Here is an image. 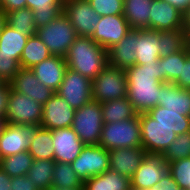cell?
Here are the masks:
<instances>
[{
	"instance_id": "obj_1",
	"label": "cell",
	"mask_w": 190,
	"mask_h": 190,
	"mask_svg": "<svg viewBox=\"0 0 190 190\" xmlns=\"http://www.w3.org/2000/svg\"><path fill=\"white\" fill-rule=\"evenodd\" d=\"M162 68L158 61L135 64L125 70L127 81V98L135 111L139 113L158 106L161 96Z\"/></svg>"
},
{
	"instance_id": "obj_2",
	"label": "cell",
	"mask_w": 190,
	"mask_h": 190,
	"mask_svg": "<svg viewBox=\"0 0 190 190\" xmlns=\"http://www.w3.org/2000/svg\"><path fill=\"white\" fill-rule=\"evenodd\" d=\"M64 59L68 68L92 81L108 65V51L91 37L78 36Z\"/></svg>"
},
{
	"instance_id": "obj_3",
	"label": "cell",
	"mask_w": 190,
	"mask_h": 190,
	"mask_svg": "<svg viewBox=\"0 0 190 190\" xmlns=\"http://www.w3.org/2000/svg\"><path fill=\"white\" fill-rule=\"evenodd\" d=\"M98 145L108 151L142 146L139 114L132 119L104 123Z\"/></svg>"
},
{
	"instance_id": "obj_4",
	"label": "cell",
	"mask_w": 190,
	"mask_h": 190,
	"mask_svg": "<svg viewBox=\"0 0 190 190\" xmlns=\"http://www.w3.org/2000/svg\"><path fill=\"white\" fill-rule=\"evenodd\" d=\"M36 35L47 46L52 55L63 57L78 37L76 30L63 12L48 25L38 28Z\"/></svg>"
},
{
	"instance_id": "obj_5",
	"label": "cell",
	"mask_w": 190,
	"mask_h": 190,
	"mask_svg": "<svg viewBox=\"0 0 190 190\" xmlns=\"http://www.w3.org/2000/svg\"><path fill=\"white\" fill-rule=\"evenodd\" d=\"M103 125L101 103L92 100L75 111L71 127L85 145H98Z\"/></svg>"
},
{
	"instance_id": "obj_6",
	"label": "cell",
	"mask_w": 190,
	"mask_h": 190,
	"mask_svg": "<svg viewBox=\"0 0 190 190\" xmlns=\"http://www.w3.org/2000/svg\"><path fill=\"white\" fill-rule=\"evenodd\" d=\"M93 101L104 103L127 96L125 70L107 65L92 80Z\"/></svg>"
},
{
	"instance_id": "obj_7",
	"label": "cell",
	"mask_w": 190,
	"mask_h": 190,
	"mask_svg": "<svg viewBox=\"0 0 190 190\" xmlns=\"http://www.w3.org/2000/svg\"><path fill=\"white\" fill-rule=\"evenodd\" d=\"M43 105L29 96L14 91L10 86L5 120L14 125L40 126Z\"/></svg>"
},
{
	"instance_id": "obj_8",
	"label": "cell",
	"mask_w": 190,
	"mask_h": 190,
	"mask_svg": "<svg viewBox=\"0 0 190 190\" xmlns=\"http://www.w3.org/2000/svg\"><path fill=\"white\" fill-rule=\"evenodd\" d=\"M56 93L77 110L93 100L92 81L67 67Z\"/></svg>"
},
{
	"instance_id": "obj_9",
	"label": "cell",
	"mask_w": 190,
	"mask_h": 190,
	"mask_svg": "<svg viewBox=\"0 0 190 190\" xmlns=\"http://www.w3.org/2000/svg\"><path fill=\"white\" fill-rule=\"evenodd\" d=\"M142 148L147 153L163 154L177 134L169 127L161 126L146 112L139 113Z\"/></svg>"
},
{
	"instance_id": "obj_10",
	"label": "cell",
	"mask_w": 190,
	"mask_h": 190,
	"mask_svg": "<svg viewBox=\"0 0 190 190\" xmlns=\"http://www.w3.org/2000/svg\"><path fill=\"white\" fill-rule=\"evenodd\" d=\"M70 164L84 183L110 169L109 152L100 145H85L79 156Z\"/></svg>"
},
{
	"instance_id": "obj_11",
	"label": "cell",
	"mask_w": 190,
	"mask_h": 190,
	"mask_svg": "<svg viewBox=\"0 0 190 190\" xmlns=\"http://www.w3.org/2000/svg\"><path fill=\"white\" fill-rule=\"evenodd\" d=\"M78 36L92 37L99 23V14L88 0H64L63 11Z\"/></svg>"
},
{
	"instance_id": "obj_12",
	"label": "cell",
	"mask_w": 190,
	"mask_h": 190,
	"mask_svg": "<svg viewBox=\"0 0 190 190\" xmlns=\"http://www.w3.org/2000/svg\"><path fill=\"white\" fill-rule=\"evenodd\" d=\"M168 173V163L163 154L145 153L140 166L130 179L131 188L150 189L157 186L161 178Z\"/></svg>"
},
{
	"instance_id": "obj_13",
	"label": "cell",
	"mask_w": 190,
	"mask_h": 190,
	"mask_svg": "<svg viewBox=\"0 0 190 190\" xmlns=\"http://www.w3.org/2000/svg\"><path fill=\"white\" fill-rule=\"evenodd\" d=\"M40 126L7 123L0 135V159L28 151L34 134Z\"/></svg>"
},
{
	"instance_id": "obj_14",
	"label": "cell",
	"mask_w": 190,
	"mask_h": 190,
	"mask_svg": "<svg viewBox=\"0 0 190 190\" xmlns=\"http://www.w3.org/2000/svg\"><path fill=\"white\" fill-rule=\"evenodd\" d=\"M130 30V25L123 15L100 16L91 38L108 50L124 38Z\"/></svg>"
},
{
	"instance_id": "obj_15",
	"label": "cell",
	"mask_w": 190,
	"mask_h": 190,
	"mask_svg": "<svg viewBox=\"0 0 190 190\" xmlns=\"http://www.w3.org/2000/svg\"><path fill=\"white\" fill-rule=\"evenodd\" d=\"M75 111V109L55 92L43 105L40 127L48 130L71 127Z\"/></svg>"
},
{
	"instance_id": "obj_16",
	"label": "cell",
	"mask_w": 190,
	"mask_h": 190,
	"mask_svg": "<svg viewBox=\"0 0 190 190\" xmlns=\"http://www.w3.org/2000/svg\"><path fill=\"white\" fill-rule=\"evenodd\" d=\"M52 141L54 161L64 163L73 162L85 146L72 127L52 130Z\"/></svg>"
},
{
	"instance_id": "obj_17",
	"label": "cell",
	"mask_w": 190,
	"mask_h": 190,
	"mask_svg": "<svg viewBox=\"0 0 190 190\" xmlns=\"http://www.w3.org/2000/svg\"><path fill=\"white\" fill-rule=\"evenodd\" d=\"M11 88L44 105L55 93L35 76L31 69L21 68L10 82Z\"/></svg>"
},
{
	"instance_id": "obj_18",
	"label": "cell",
	"mask_w": 190,
	"mask_h": 190,
	"mask_svg": "<svg viewBox=\"0 0 190 190\" xmlns=\"http://www.w3.org/2000/svg\"><path fill=\"white\" fill-rule=\"evenodd\" d=\"M176 29H183V13L164 0H153L149 30L168 31Z\"/></svg>"
},
{
	"instance_id": "obj_19",
	"label": "cell",
	"mask_w": 190,
	"mask_h": 190,
	"mask_svg": "<svg viewBox=\"0 0 190 190\" xmlns=\"http://www.w3.org/2000/svg\"><path fill=\"white\" fill-rule=\"evenodd\" d=\"M110 169L125 176L132 178L145 156L142 146L135 148H116L109 150Z\"/></svg>"
},
{
	"instance_id": "obj_20",
	"label": "cell",
	"mask_w": 190,
	"mask_h": 190,
	"mask_svg": "<svg viewBox=\"0 0 190 190\" xmlns=\"http://www.w3.org/2000/svg\"><path fill=\"white\" fill-rule=\"evenodd\" d=\"M67 63L63 56L51 55L31 68V71L45 86L57 91L63 81Z\"/></svg>"
},
{
	"instance_id": "obj_21",
	"label": "cell",
	"mask_w": 190,
	"mask_h": 190,
	"mask_svg": "<svg viewBox=\"0 0 190 190\" xmlns=\"http://www.w3.org/2000/svg\"><path fill=\"white\" fill-rule=\"evenodd\" d=\"M136 29H131L117 44L109 48L108 64L126 70L136 64Z\"/></svg>"
},
{
	"instance_id": "obj_22",
	"label": "cell",
	"mask_w": 190,
	"mask_h": 190,
	"mask_svg": "<svg viewBox=\"0 0 190 190\" xmlns=\"http://www.w3.org/2000/svg\"><path fill=\"white\" fill-rule=\"evenodd\" d=\"M158 106L190 116V89L180 88L174 83H165L161 87Z\"/></svg>"
},
{
	"instance_id": "obj_23",
	"label": "cell",
	"mask_w": 190,
	"mask_h": 190,
	"mask_svg": "<svg viewBox=\"0 0 190 190\" xmlns=\"http://www.w3.org/2000/svg\"><path fill=\"white\" fill-rule=\"evenodd\" d=\"M136 64L153 63L160 58L158 31L136 29Z\"/></svg>"
},
{
	"instance_id": "obj_24",
	"label": "cell",
	"mask_w": 190,
	"mask_h": 190,
	"mask_svg": "<svg viewBox=\"0 0 190 190\" xmlns=\"http://www.w3.org/2000/svg\"><path fill=\"white\" fill-rule=\"evenodd\" d=\"M153 0H124L123 16L131 29H149L151 3Z\"/></svg>"
},
{
	"instance_id": "obj_25",
	"label": "cell",
	"mask_w": 190,
	"mask_h": 190,
	"mask_svg": "<svg viewBox=\"0 0 190 190\" xmlns=\"http://www.w3.org/2000/svg\"><path fill=\"white\" fill-rule=\"evenodd\" d=\"M64 0H26V7L33 11L38 28L48 25L63 11Z\"/></svg>"
},
{
	"instance_id": "obj_26",
	"label": "cell",
	"mask_w": 190,
	"mask_h": 190,
	"mask_svg": "<svg viewBox=\"0 0 190 190\" xmlns=\"http://www.w3.org/2000/svg\"><path fill=\"white\" fill-rule=\"evenodd\" d=\"M146 113L157 120L158 124L169 127L177 135L190 131V116L182 115L179 111L169 110L162 106H155Z\"/></svg>"
},
{
	"instance_id": "obj_27",
	"label": "cell",
	"mask_w": 190,
	"mask_h": 190,
	"mask_svg": "<svg viewBox=\"0 0 190 190\" xmlns=\"http://www.w3.org/2000/svg\"><path fill=\"white\" fill-rule=\"evenodd\" d=\"M131 181L111 169L101 175H96L86 180L83 190H130Z\"/></svg>"
},
{
	"instance_id": "obj_28",
	"label": "cell",
	"mask_w": 190,
	"mask_h": 190,
	"mask_svg": "<svg viewBox=\"0 0 190 190\" xmlns=\"http://www.w3.org/2000/svg\"><path fill=\"white\" fill-rule=\"evenodd\" d=\"M28 38L5 23L0 32V54L12 55V58L20 63V57Z\"/></svg>"
},
{
	"instance_id": "obj_29",
	"label": "cell",
	"mask_w": 190,
	"mask_h": 190,
	"mask_svg": "<svg viewBox=\"0 0 190 190\" xmlns=\"http://www.w3.org/2000/svg\"><path fill=\"white\" fill-rule=\"evenodd\" d=\"M104 123H113L134 118L138 113L127 97L101 103Z\"/></svg>"
},
{
	"instance_id": "obj_30",
	"label": "cell",
	"mask_w": 190,
	"mask_h": 190,
	"mask_svg": "<svg viewBox=\"0 0 190 190\" xmlns=\"http://www.w3.org/2000/svg\"><path fill=\"white\" fill-rule=\"evenodd\" d=\"M52 54L47 46L37 36L28 38L20 57V67L23 69H31L36 64L48 59Z\"/></svg>"
},
{
	"instance_id": "obj_31",
	"label": "cell",
	"mask_w": 190,
	"mask_h": 190,
	"mask_svg": "<svg viewBox=\"0 0 190 190\" xmlns=\"http://www.w3.org/2000/svg\"><path fill=\"white\" fill-rule=\"evenodd\" d=\"M160 57L183 50L188 45V34L183 29L158 31Z\"/></svg>"
},
{
	"instance_id": "obj_32",
	"label": "cell",
	"mask_w": 190,
	"mask_h": 190,
	"mask_svg": "<svg viewBox=\"0 0 190 190\" xmlns=\"http://www.w3.org/2000/svg\"><path fill=\"white\" fill-rule=\"evenodd\" d=\"M28 152L33 159L54 160L52 130L39 127L32 138Z\"/></svg>"
},
{
	"instance_id": "obj_33",
	"label": "cell",
	"mask_w": 190,
	"mask_h": 190,
	"mask_svg": "<svg viewBox=\"0 0 190 190\" xmlns=\"http://www.w3.org/2000/svg\"><path fill=\"white\" fill-rule=\"evenodd\" d=\"M54 160L34 159L27 176L39 190L52 187Z\"/></svg>"
},
{
	"instance_id": "obj_34",
	"label": "cell",
	"mask_w": 190,
	"mask_h": 190,
	"mask_svg": "<svg viewBox=\"0 0 190 190\" xmlns=\"http://www.w3.org/2000/svg\"><path fill=\"white\" fill-rule=\"evenodd\" d=\"M189 54L190 47L187 45L183 50L177 53L159 58L163 83H174L178 79L179 74H181L182 64H184Z\"/></svg>"
},
{
	"instance_id": "obj_35",
	"label": "cell",
	"mask_w": 190,
	"mask_h": 190,
	"mask_svg": "<svg viewBox=\"0 0 190 190\" xmlns=\"http://www.w3.org/2000/svg\"><path fill=\"white\" fill-rule=\"evenodd\" d=\"M52 187L65 189H83V182L70 163L55 161Z\"/></svg>"
},
{
	"instance_id": "obj_36",
	"label": "cell",
	"mask_w": 190,
	"mask_h": 190,
	"mask_svg": "<svg viewBox=\"0 0 190 190\" xmlns=\"http://www.w3.org/2000/svg\"><path fill=\"white\" fill-rule=\"evenodd\" d=\"M6 23L25 36L36 35L37 27L33 11L27 7L7 12Z\"/></svg>"
},
{
	"instance_id": "obj_37",
	"label": "cell",
	"mask_w": 190,
	"mask_h": 190,
	"mask_svg": "<svg viewBox=\"0 0 190 190\" xmlns=\"http://www.w3.org/2000/svg\"><path fill=\"white\" fill-rule=\"evenodd\" d=\"M33 160V156L28 151H24L1 158L0 167L5 173L13 178L27 175L32 166Z\"/></svg>"
},
{
	"instance_id": "obj_38",
	"label": "cell",
	"mask_w": 190,
	"mask_h": 190,
	"mask_svg": "<svg viewBox=\"0 0 190 190\" xmlns=\"http://www.w3.org/2000/svg\"><path fill=\"white\" fill-rule=\"evenodd\" d=\"M163 156L167 163L190 157V131L177 135Z\"/></svg>"
},
{
	"instance_id": "obj_39",
	"label": "cell",
	"mask_w": 190,
	"mask_h": 190,
	"mask_svg": "<svg viewBox=\"0 0 190 190\" xmlns=\"http://www.w3.org/2000/svg\"><path fill=\"white\" fill-rule=\"evenodd\" d=\"M168 172L180 189L190 190V157L168 163Z\"/></svg>"
},
{
	"instance_id": "obj_40",
	"label": "cell",
	"mask_w": 190,
	"mask_h": 190,
	"mask_svg": "<svg viewBox=\"0 0 190 190\" xmlns=\"http://www.w3.org/2000/svg\"><path fill=\"white\" fill-rule=\"evenodd\" d=\"M99 16L123 15L124 0H88Z\"/></svg>"
},
{
	"instance_id": "obj_41",
	"label": "cell",
	"mask_w": 190,
	"mask_h": 190,
	"mask_svg": "<svg viewBox=\"0 0 190 190\" xmlns=\"http://www.w3.org/2000/svg\"><path fill=\"white\" fill-rule=\"evenodd\" d=\"M20 69V63L12 55L0 54V79L4 83H10Z\"/></svg>"
},
{
	"instance_id": "obj_42",
	"label": "cell",
	"mask_w": 190,
	"mask_h": 190,
	"mask_svg": "<svg viewBox=\"0 0 190 190\" xmlns=\"http://www.w3.org/2000/svg\"><path fill=\"white\" fill-rule=\"evenodd\" d=\"M174 84L180 88L190 89V54L182 64L181 74H179Z\"/></svg>"
},
{
	"instance_id": "obj_43",
	"label": "cell",
	"mask_w": 190,
	"mask_h": 190,
	"mask_svg": "<svg viewBox=\"0 0 190 190\" xmlns=\"http://www.w3.org/2000/svg\"><path fill=\"white\" fill-rule=\"evenodd\" d=\"M11 190H39L27 175L13 177Z\"/></svg>"
},
{
	"instance_id": "obj_44",
	"label": "cell",
	"mask_w": 190,
	"mask_h": 190,
	"mask_svg": "<svg viewBox=\"0 0 190 190\" xmlns=\"http://www.w3.org/2000/svg\"><path fill=\"white\" fill-rule=\"evenodd\" d=\"M10 83H3L0 86V117L6 116Z\"/></svg>"
},
{
	"instance_id": "obj_45",
	"label": "cell",
	"mask_w": 190,
	"mask_h": 190,
	"mask_svg": "<svg viewBox=\"0 0 190 190\" xmlns=\"http://www.w3.org/2000/svg\"><path fill=\"white\" fill-rule=\"evenodd\" d=\"M25 7L26 0H1L0 2V9H2L5 14L7 12H11Z\"/></svg>"
},
{
	"instance_id": "obj_46",
	"label": "cell",
	"mask_w": 190,
	"mask_h": 190,
	"mask_svg": "<svg viewBox=\"0 0 190 190\" xmlns=\"http://www.w3.org/2000/svg\"><path fill=\"white\" fill-rule=\"evenodd\" d=\"M159 190H179L180 187L174 181L172 175L168 172L166 173L157 184Z\"/></svg>"
},
{
	"instance_id": "obj_47",
	"label": "cell",
	"mask_w": 190,
	"mask_h": 190,
	"mask_svg": "<svg viewBox=\"0 0 190 190\" xmlns=\"http://www.w3.org/2000/svg\"><path fill=\"white\" fill-rule=\"evenodd\" d=\"M12 178L0 167V190H11Z\"/></svg>"
},
{
	"instance_id": "obj_48",
	"label": "cell",
	"mask_w": 190,
	"mask_h": 190,
	"mask_svg": "<svg viewBox=\"0 0 190 190\" xmlns=\"http://www.w3.org/2000/svg\"><path fill=\"white\" fill-rule=\"evenodd\" d=\"M184 13L190 7V0H164Z\"/></svg>"
},
{
	"instance_id": "obj_49",
	"label": "cell",
	"mask_w": 190,
	"mask_h": 190,
	"mask_svg": "<svg viewBox=\"0 0 190 190\" xmlns=\"http://www.w3.org/2000/svg\"><path fill=\"white\" fill-rule=\"evenodd\" d=\"M183 30L187 34L190 32V7L183 13Z\"/></svg>"
},
{
	"instance_id": "obj_50",
	"label": "cell",
	"mask_w": 190,
	"mask_h": 190,
	"mask_svg": "<svg viewBox=\"0 0 190 190\" xmlns=\"http://www.w3.org/2000/svg\"><path fill=\"white\" fill-rule=\"evenodd\" d=\"M6 23V14L2 9H0V32L3 28V25Z\"/></svg>"
},
{
	"instance_id": "obj_51",
	"label": "cell",
	"mask_w": 190,
	"mask_h": 190,
	"mask_svg": "<svg viewBox=\"0 0 190 190\" xmlns=\"http://www.w3.org/2000/svg\"><path fill=\"white\" fill-rule=\"evenodd\" d=\"M7 122L5 120V117H0V135L3 132Z\"/></svg>"
},
{
	"instance_id": "obj_52",
	"label": "cell",
	"mask_w": 190,
	"mask_h": 190,
	"mask_svg": "<svg viewBox=\"0 0 190 190\" xmlns=\"http://www.w3.org/2000/svg\"><path fill=\"white\" fill-rule=\"evenodd\" d=\"M130 190H159V186L157 185V186H154V187H152L150 189H135V188H131Z\"/></svg>"
},
{
	"instance_id": "obj_53",
	"label": "cell",
	"mask_w": 190,
	"mask_h": 190,
	"mask_svg": "<svg viewBox=\"0 0 190 190\" xmlns=\"http://www.w3.org/2000/svg\"><path fill=\"white\" fill-rule=\"evenodd\" d=\"M49 190H83V189H65V188L51 187Z\"/></svg>"
},
{
	"instance_id": "obj_54",
	"label": "cell",
	"mask_w": 190,
	"mask_h": 190,
	"mask_svg": "<svg viewBox=\"0 0 190 190\" xmlns=\"http://www.w3.org/2000/svg\"><path fill=\"white\" fill-rule=\"evenodd\" d=\"M188 45L190 47V32L188 33Z\"/></svg>"
},
{
	"instance_id": "obj_55",
	"label": "cell",
	"mask_w": 190,
	"mask_h": 190,
	"mask_svg": "<svg viewBox=\"0 0 190 190\" xmlns=\"http://www.w3.org/2000/svg\"><path fill=\"white\" fill-rule=\"evenodd\" d=\"M4 82L0 79V86L3 84Z\"/></svg>"
}]
</instances>
